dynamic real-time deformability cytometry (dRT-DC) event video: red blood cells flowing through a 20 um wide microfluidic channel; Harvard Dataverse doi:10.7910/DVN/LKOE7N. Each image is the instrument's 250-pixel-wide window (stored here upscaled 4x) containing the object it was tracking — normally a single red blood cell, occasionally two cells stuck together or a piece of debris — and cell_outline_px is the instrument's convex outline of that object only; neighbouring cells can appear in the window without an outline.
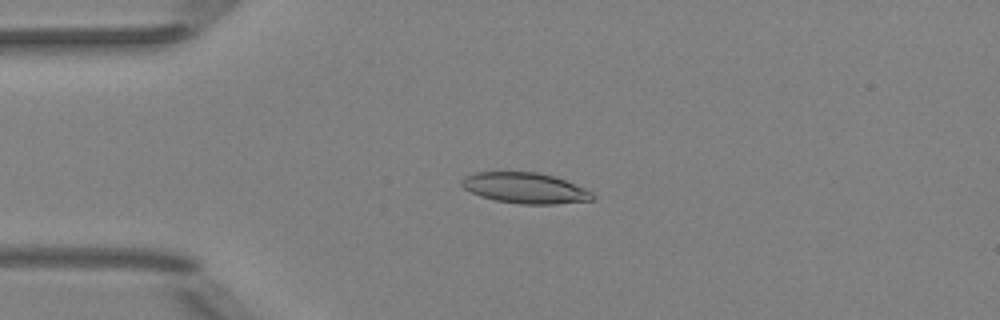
{"species": "Egyptian fruit bat (a non-hibernating species)", "species_latin": "Rousettus aegyptiacus", "temperature_condition": "room temperature", "stored_images_in_passage": 46, "camera_frame_rate_fps": 3000, "um_per_image_px": 0.085, "animal": {"sex": "female"}, "frame": {"image": 1, "passage_image": 7, "time_ms": 2.0, "image_size_px": [1000, 320], "cell_outline_px": [[596, 200], [556, 204], [520, 204], [496, 200], [480, 196], [464, 188], [460, 184], [460, 180], [464, 176], [476, 172], [536, 172], [552, 176], [564, 180], [584, 188], [592, 192], [596, 196]], "centroid_in_image_um": [44.64, 15.99], "position_along_channel_um": 40.4, "area_um2": 23.41}}
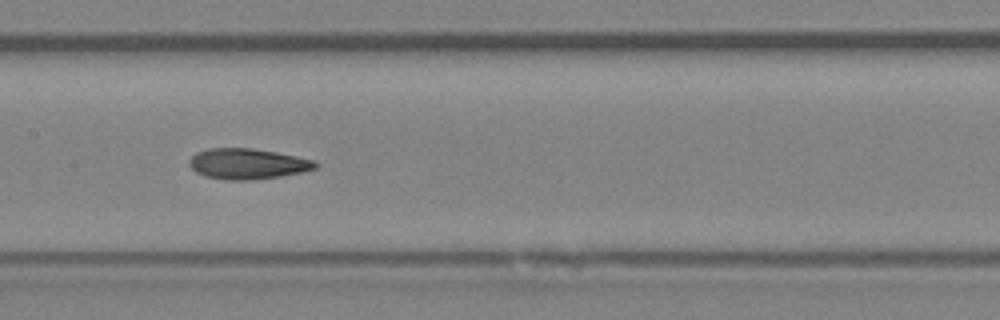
{"frame": {"image": 2, "passage_image": 20, "time_ms": 6.333, "image_size_px": [1000, 320], "cell_outline_px": [[320, 164], [316, 168], [300, 172], [280, 176], [252, 180], [224, 180], [204, 176], [196, 172], [188, 164], [188, 160], [196, 152], [208, 148], [252, 148], [276, 152], [316, 160]], "centroid_in_image_um": [21.03, 13.92], "position_along_channel_um": 186.4, "area_um2": 22.66}}
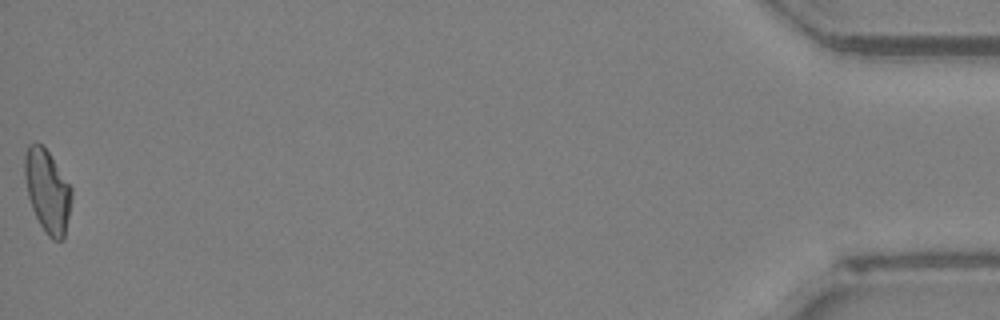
{"frame": {"image": 3, "passage_image": 46, "time_ms": 15.0, "image_size_px": [1000, 320], "cell_outline_px": [[72, 196], [64, 240], [52, 240], [44, 232], [32, 208], [28, 196], [24, 176], [24, 156], [28, 144], [36, 140], [48, 152], [72, 188]], "centroid_in_image_um": [4.01, 16.24], "position_along_channel_um": 431.2, "area_um2": 22.66}, "authors_computed_cell_mechanics": {"area_um2": 22.3686, "velocity_mm_per_s": 3.9981, "shape_relaxation_time_tau1_ms": null, "shape_relaxation_time_tau2_ms": 2.3129, "deformation_change_tau1": null, "deformation_change_tau2": 0.0951}}